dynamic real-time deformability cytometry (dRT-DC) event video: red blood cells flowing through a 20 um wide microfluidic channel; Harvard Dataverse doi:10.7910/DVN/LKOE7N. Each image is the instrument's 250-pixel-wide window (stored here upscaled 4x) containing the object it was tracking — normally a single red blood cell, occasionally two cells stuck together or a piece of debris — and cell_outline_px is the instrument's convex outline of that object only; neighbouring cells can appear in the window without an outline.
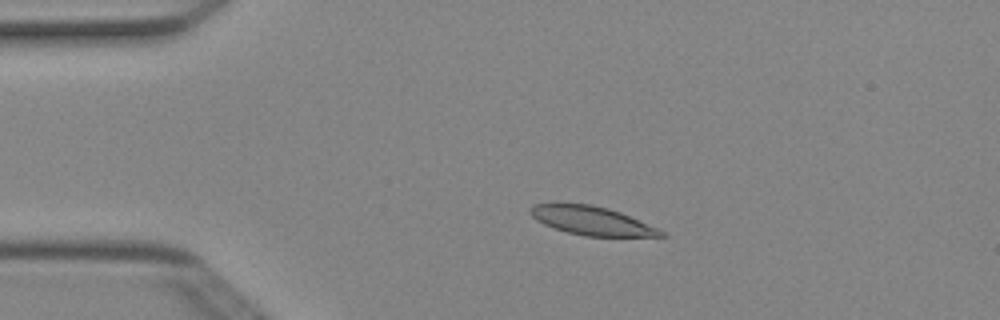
{"species": "Egyptian fruit bat (a non-hibernating species)", "species_latin": "Rousettus aegyptiacus", "temperature_condition": "cold", "stored_images_in_passage": 4, "camera_frame_rate_fps": 3000, "um_per_image_px": 0.085, "animal": {"sex": "female"}, "frame": {"image": 1, "passage_image": 3, "time_ms": 0.667, "image_size_px": [1000, 320], "cell_outline_px": [[668, 236], [584, 236], [568, 232], [544, 224], [536, 220], [528, 212], [528, 208], [532, 204], [556, 200], [592, 204], [608, 208], [620, 212], [656, 228], [664, 232]], "centroid_in_image_um": [50.15, 18.69], "position_along_channel_um": 34.9, "area_um2": 22.31}}